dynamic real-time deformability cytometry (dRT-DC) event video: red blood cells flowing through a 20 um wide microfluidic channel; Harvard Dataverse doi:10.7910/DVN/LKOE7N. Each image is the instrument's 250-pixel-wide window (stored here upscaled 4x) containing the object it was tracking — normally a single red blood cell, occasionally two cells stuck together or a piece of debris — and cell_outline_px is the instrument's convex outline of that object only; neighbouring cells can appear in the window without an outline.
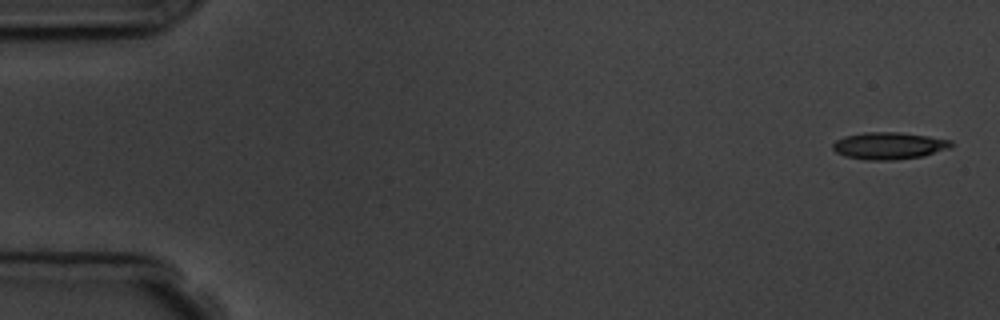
{"species": "common noctule bat (a hibernating species)", "species_latin": "Nyctalus noctula", "temperature_condition": "room temperature", "stored_images_in_passage": 6, "segment_of_instrument_passage": [1, 2], "camera_frame_rate_fps": 3000, "um_per_image_px": 0.085, "animal": {"sex": "male", "body_mass_g": 19.5, "forearm_length_mm": 54.6}, "frame": {"image": 1, "passage_image": 1, "time_ms": 0.0, "image_size_px": [1000, 320], "cell_outline_px": [[952, 144], [948, 148], [924, 156], [896, 160], [864, 160], [844, 156], [836, 152], [832, 148], [832, 144], [836, 140], [844, 136], [864, 132], [900, 132], [928, 136], [952, 140]], "centroid_in_image_um": [75.53, 12.39], "position_along_channel_um": 9.5, "area_um2": 18.79}}
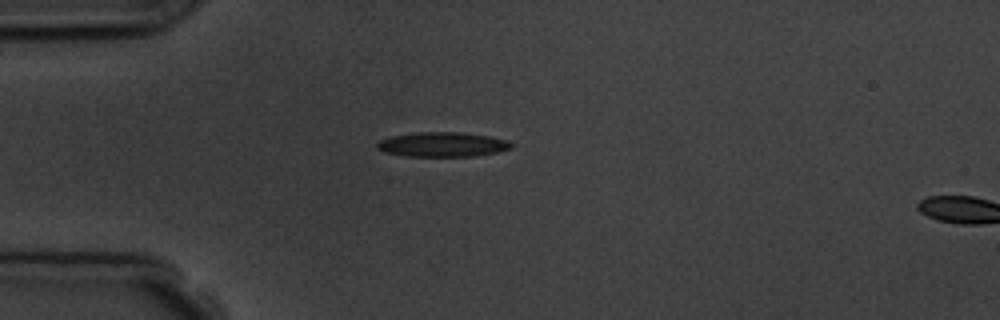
{"frame": {"image": 2, "passage_image": 5, "time_ms": 4.333, "image_size_px": [1000, 320], "cell_outline_px": [[512, 148], [500, 152], [476, 156], [404, 156], [384, 152], [376, 148], [376, 144], [380, 140], [392, 136], [416, 132], [460, 132], [488, 136], [508, 140], [512, 144]], "centroid_in_image_um": [37.62, 12.28], "position_along_channel_um": 47.4, "area_um2": 19.36}}